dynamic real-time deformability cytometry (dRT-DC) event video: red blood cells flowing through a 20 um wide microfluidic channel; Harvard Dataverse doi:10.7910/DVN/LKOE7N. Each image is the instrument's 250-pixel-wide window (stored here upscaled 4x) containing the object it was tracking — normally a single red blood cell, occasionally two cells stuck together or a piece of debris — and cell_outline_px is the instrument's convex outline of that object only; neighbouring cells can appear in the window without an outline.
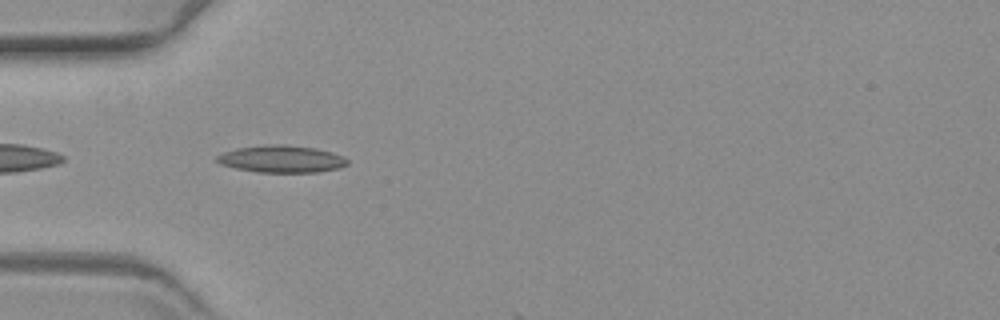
{"species": "common noctule bat (a hibernating species)", "species_latin": "Nyctalus noctula", "temperature_condition": "warm", "stored_images_in_passage": 6, "camera_frame_rate_fps": 3000, "um_per_image_px": 0.085, "animal": {"sex": "female", "body_mass_g": 19.3, "forearm_length_mm": 54.1}, "frame": {"image": 1, "passage_image": 2, "time_ms": 0.333, "image_size_px": [1000, 320], "cell_outline_px": [[348, 164], [336, 168], [316, 172], [256, 172], [236, 168], [220, 164], [216, 160], [216, 156], [224, 152], [236, 148], [276, 144], [284, 144], [316, 148], [340, 156], [348, 160]], "centroid_in_image_um": [23.87, 13.51], "position_along_channel_um": 61.1, "area_um2": 20.29}}